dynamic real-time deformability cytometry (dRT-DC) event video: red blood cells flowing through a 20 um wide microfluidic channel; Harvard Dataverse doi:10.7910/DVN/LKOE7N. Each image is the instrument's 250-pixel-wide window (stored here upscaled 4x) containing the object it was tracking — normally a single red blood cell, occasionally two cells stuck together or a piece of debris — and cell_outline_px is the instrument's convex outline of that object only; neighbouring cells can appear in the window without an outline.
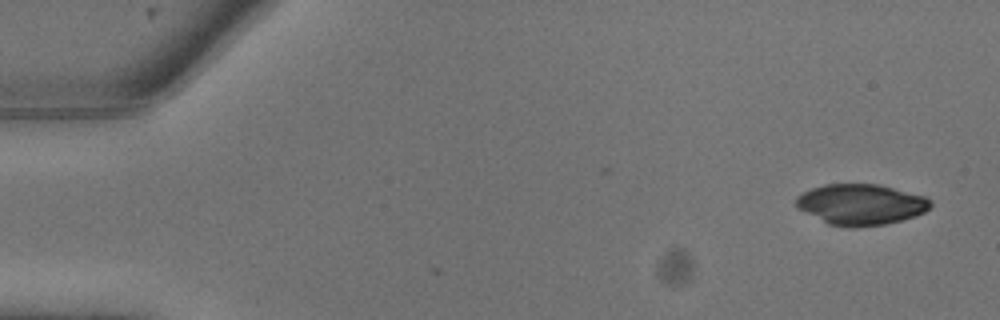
{"species": "common noctule bat (a hibernating species)", "species_latin": "Nyctalus noctula", "temperature_condition": "warm", "stored_images_in_passage": 7, "camera_frame_rate_fps": 3000, "um_per_image_px": 0.085, "animal": {"sex": "male", "body_mass_g": 13.3}, "frame": {"image": 1, "passage_image": 1, "time_ms": 0.0, "image_size_px": [1000, 320], "cell_outline_px": [[932, 204], [924, 212], [916, 216], [884, 224], [856, 228], [848, 228], [828, 224], [800, 208], [796, 204], [796, 196], [812, 188], [824, 184], [876, 184], [924, 196], [932, 200]], "centroid_in_image_um": [73.19, 17.38], "position_along_channel_um": 11.8, "area_um2": 31.67}}
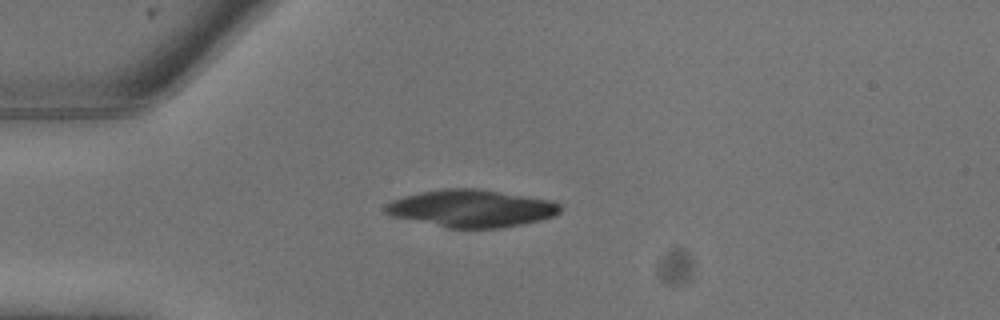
{"frame": {"image": 2, "passage_image": 6, "time_ms": 1.667, "image_size_px": [1000, 320], "cell_outline_px": [[560, 212], [552, 216], [540, 220], [524, 224], [500, 228], [448, 228], [392, 216], [384, 212], [384, 204], [392, 200], [404, 196], [420, 192], [444, 188], [476, 188], [552, 200], [560, 204]], "centroid_in_image_um": [40.05, 17.71], "position_along_channel_um": 44.9, "area_um2": 38.09}}